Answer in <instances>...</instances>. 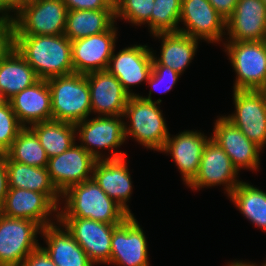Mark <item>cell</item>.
<instances>
[{"label": "cell", "mask_w": 266, "mask_h": 266, "mask_svg": "<svg viewBox=\"0 0 266 266\" xmlns=\"http://www.w3.org/2000/svg\"><path fill=\"white\" fill-rule=\"evenodd\" d=\"M41 230L33 220L0 213V262L4 266H21L23 260L40 246L36 235Z\"/></svg>", "instance_id": "ba28073f"}, {"label": "cell", "mask_w": 266, "mask_h": 266, "mask_svg": "<svg viewBox=\"0 0 266 266\" xmlns=\"http://www.w3.org/2000/svg\"><path fill=\"white\" fill-rule=\"evenodd\" d=\"M235 112L225 116L262 150L266 145V106L259 91L233 90Z\"/></svg>", "instance_id": "30bf717a"}, {"label": "cell", "mask_w": 266, "mask_h": 266, "mask_svg": "<svg viewBox=\"0 0 266 266\" xmlns=\"http://www.w3.org/2000/svg\"><path fill=\"white\" fill-rule=\"evenodd\" d=\"M2 4L10 11L16 13L24 4V0H0Z\"/></svg>", "instance_id": "ab89813d"}, {"label": "cell", "mask_w": 266, "mask_h": 266, "mask_svg": "<svg viewBox=\"0 0 266 266\" xmlns=\"http://www.w3.org/2000/svg\"><path fill=\"white\" fill-rule=\"evenodd\" d=\"M227 41H263L266 36V6L262 0H238L225 21ZM230 39V40H229Z\"/></svg>", "instance_id": "ffe728a7"}, {"label": "cell", "mask_w": 266, "mask_h": 266, "mask_svg": "<svg viewBox=\"0 0 266 266\" xmlns=\"http://www.w3.org/2000/svg\"><path fill=\"white\" fill-rule=\"evenodd\" d=\"M153 36L162 39V46L160 58L153 53L152 65L170 67L181 75L193 60L200 40L180 32L156 33Z\"/></svg>", "instance_id": "cb8c5ba5"}, {"label": "cell", "mask_w": 266, "mask_h": 266, "mask_svg": "<svg viewBox=\"0 0 266 266\" xmlns=\"http://www.w3.org/2000/svg\"><path fill=\"white\" fill-rule=\"evenodd\" d=\"M117 28L71 41L72 62L75 73L87 74L106 70L115 50Z\"/></svg>", "instance_id": "9a60e30c"}, {"label": "cell", "mask_w": 266, "mask_h": 266, "mask_svg": "<svg viewBox=\"0 0 266 266\" xmlns=\"http://www.w3.org/2000/svg\"><path fill=\"white\" fill-rule=\"evenodd\" d=\"M68 10L115 9L112 0H62Z\"/></svg>", "instance_id": "e575fe53"}, {"label": "cell", "mask_w": 266, "mask_h": 266, "mask_svg": "<svg viewBox=\"0 0 266 266\" xmlns=\"http://www.w3.org/2000/svg\"><path fill=\"white\" fill-rule=\"evenodd\" d=\"M21 266H57L45 252V250L39 246L32 251L21 263Z\"/></svg>", "instance_id": "8d00e7d4"}, {"label": "cell", "mask_w": 266, "mask_h": 266, "mask_svg": "<svg viewBox=\"0 0 266 266\" xmlns=\"http://www.w3.org/2000/svg\"><path fill=\"white\" fill-rule=\"evenodd\" d=\"M8 100L4 97L3 93L0 92V105L6 103Z\"/></svg>", "instance_id": "ee69618b"}, {"label": "cell", "mask_w": 266, "mask_h": 266, "mask_svg": "<svg viewBox=\"0 0 266 266\" xmlns=\"http://www.w3.org/2000/svg\"><path fill=\"white\" fill-rule=\"evenodd\" d=\"M211 139L204 133L196 131H184L167 141L160 152L171 154L174 163L182 174L183 182L188 186L197 176L200 161L207 142Z\"/></svg>", "instance_id": "44dd1931"}, {"label": "cell", "mask_w": 266, "mask_h": 266, "mask_svg": "<svg viewBox=\"0 0 266 266\" xmlns=\"http://www.w3.org/2000/svg\"><path fill=\"white\" fill-rule=\"evenodd\" d=\"M126 161V157L97 160L92 179L111 199L133 215L126 203L132 193L131 175Z\"/></svg>", "instance_id": "603a6c76"}, {"label": "cell", "mask_w": 266, "mask_h": 266, "mask_svg": "<svg viewBox=\"0 0 266 266\" xmlns=\"http://www.w3.org/2000/svg\"><path fill=\"white\" fill-rule=\"evenodd\" d=\"M14 48L40 79L74 73L71 41L64 35H14Z\"/></svg>", "instance_id": "6da1fadb"}, {"label": "cell", "mask_w": 266, "mask_h": 266, "mask_svg": "<svg viewBox=\"0 0 266 266\" xmlns=\"http://www.w3.org/2000/svg\"><path fill=\"white\" fill-rule=\"evenodd\" d=\"M147 246L142 228L134 215H130L113 230L109 264L149 266Z\"/></svg>", "instance_id": "4fadbf2b"}, {"label": "cell", "mask_w": 266, "mask_h": 266, "mask_svg": "<svg viewBox=\"0 0 266 266\" xmlns=\"http://www.w3.org/2000/svg\"><path fill=\"white\" fill-rule=\"evenodd\" d=\"M214 9L226 20L235 10L238 0H208Z\"/></svg>", "instance_id": "f35d334b"}, {"label": "cell", "mask_w": 266, "mask_h": 266, "mask_svg": "<svg viewBox=\"0 0 266 266\" xmlns=\"http://www.w3.org/2000/svg\"><path fill=\"white\" fill-rule=\"evenodd\" d=\"M39 138L47 156L54 157L68 150L74 143L75 124L61 121H44L29 126Z\"/></svg>", "instance_id": "83f0119b"}, {"label": "cell", "mask_w": 266, "mask_h": 266, "mask_svg": "<svg viewBox=\"0 0 266 266\" xmlns=\"http://www.w3.org/2000/svg\"><path fill=\"white\" fill-rule=\"evenodd\" d=\"M22 128L9 101L0 105V150L3 153L10 148Z\"/></svg>", "instance_id": "d6a6232c"}, {"label": "cell", "mask_w": 266, "mask_h": 266, "mask_svg": "<svg viewBox=\"0 0 266 266\" xmlns=\"http://www.w3.org/2000/svg\"><path fill=\"white\" fill-rule=\"evenodd\" d=\"M179 77L180 74L170 67L163 65H152V72L147 83L150 84L149 86L151 89H157L156 91L158 92L167 93L171 91Z\"/></svg>", "instance_id": "836d02e7"}, {"label": "cell", "mask_w": 266, "mask_h": 266, "mask_svg": "<svg viewBox=\"0 0 266 266\" xmlns=\"http://www.w3.org/2000/svg\"><path fill=\"white\" fill-rule=\"evenodd\" d=\"M6 160L17 161L33 167H47L49 157L39 138L30 127H23L10 148L4 153Z\"/></svg>", "instance_id": "f546056e"}, {"label": "cell", "mask_w": 266, "mask_h": 266, "mask_svg": "<svg viewBox=\"0 0 266 266\" xmlns=\"http://www.w3.org/2000/svg\"><path fill=\"white\" fill-rule=\"evenodd\" d=\"M213 139L229 156L232 164L240 169L257 170L260 166L261 148L250 141L225 115L220 116L214 126Z\"/></svg>", "instance_id": "e0dca14e"}, {"label": "cell", "mask_w": 266, "mask_h": 266, "mask_svg": "<svg viewBox=\"0 0 266 266\" xmlns=\"http://www.w3.org/2000/svg\"><path fill=\"white\" fill-rule=\"evenodd\" d=\"M4 155V153L0 150V158Z\"/></svg>", "instance_id": "f6af8a7d"}, {"label": "cell", "mask_w": 266, "mask_h": 266, "mask_svg": "<svg viewBox=\"0 0 266 266\" xmlns=\"http://www.w3.org/2000/svg\"><path fill=\"white\" fill-rule=\"evenodd\" d=\"M57 207L45 194L32 190L9 188L0 213L11 218L29 219L41 227L54 224L48 217L56 213Z\"/></svg>", "instance_id": "ac0fdd59"}, {"label": "cell", "mask_w": 266, "mask_h": 266, "mask_svg": "<svg viewBox=\"0 0 266 266\" xmlns=\"http://www.w3.org/2000/svg\"><path fill=\"white\" fill-rule=\"evenodd\" d=\"M14 48V21H0V61Z\"/></svg>", "instance_id": "d590c367"}, {"label": "cell", "mask_w": 266, "mask_h": 266, "mask_svg": "<svg viewBox=\"0 0 266 266\" xmlns=\"http://www.w3.org/2000/svg\"><path fill=\"white\" fill-rule=\"evenodd\" d=\"M86 78L92 113H98V116H123L130 95L120 81L107 70L87 73Z\"/></svg>", "instance_id": "d6986e66"}, {"label": "cell", "mask_w": 266, "mask_h": 266, "mask_svg": "<svg viewBox=\"0 0 266 266\" xmlns=\"http://www.w3.org/2000/svg\"><path fill=\"white\" fill-rule=\"evenodd\" d=\"M123 116H97L93 119H85L77 124L76 133L82 146L96 160L119 159L127 156L122 151L117 152L114 148L120 147L125 141ZM110 149L109 157H103L98 149Z\"/></svg>", "instance_id": "52a82bcc"}, {"label": "cell", "mask_w": 266, "mask_h": 266, "mask_svg": "<svg viewBox=\"0 0 266 266\" xmlns=\"http://www.w3.org/2000/svg\"><path fill=\"white\" fill-rule=\"evenodd\" d=\"M226 43H223L225 52L237 74L233 89L258 91L266 84L265 41H226Z\"/></svg>", "instance_id": "8992f818"}, {"label": "cell", "mask_w": 266, "mask_h": 266, "mask_svg": "<svg viewBox=\"0 0 266 266\" xmlns=\"http://www.w3.org/2000/svg\"><path fill=\"white\" fill-rule=\"evenodd\" d=\"M10 13L11 12L0 1V21L14 20L13 14L10 16Z\"/></svg>", "instance_id": "60d3db41"}, {"label": "cell", "mask_w": 266, "mask_h": 266, "mask_svg": "<svg viewBox=\"0 0 266 266\" xmlns=\"http://www.w3.org/2000/svg\"><path fill=\"white\" fill-rule=\"evenodd\" d=\"M61 198H65V206L58 210V218H88L119 225L130 216L93 179L71 186Z\"/></svg>", "instance_id": "7a4b0ae2"}, {"label": "cell", "mask_w": 266, "mask_h": 266, "mask_svg": "<svg viewBox=\"0 0 266 266\" xmlns=\"http://www.w3.org/2000/svg\"><path fill=\"white\" fill-rule=\"evenodd\" d=\"M228 197L241 214L266 231V192L241 181Z\"/></svg>", "instance_id": "f1b7e54d"}, {"label": "cell", "mask_w": 266, "mask_h": 266, "mask_svg": "<svg viewBox=\"0 0 266 266\" xmlns=\"http://www.w3.org/2000/svg\"><path fill=\"white\" fill-rule=\"evenodd\" d=\"M182 0H154L151 33L178 32Z\"/></svg>", "instance_id": "4dcf8cb0"}, {"label": "cell", "mask_w": 266, "mask_h": 266, "mask_svg": "<svg viewBox=\"0 0 266 266\" xmlns=\"http://www.w3.org/2000/svg\"><path fill=\"white\" fill-rule=\"evenodd\" d=\"M8 101L23 127L52 120L51 91L46 79H40Z\"/></svg>", "instance_id": "7402d4cb"}, {"label": "cell", "mask_w": 266, "mask_h": 266, "mask_svg": "<svg viewBox=\"0 0 266 266\" xmlns=\"http://www.w3.org/2000/svg\"><path fill=\"white\" fill-rule=\"evenodd\" d=\"M152 90L148 97L132 95L125 107L124 118H129L130 125L124 122L125 139L132 136L137 142L147 149L161 151L169 137L163 111L159 109L162 100L153 101ZM127 124V125H126Z\"/></svg>", "instance_id": "3957f363"}, {"label": "cell", "mask_w": 266, "mask_h": 266, "mask_svg": "<svg viewBox=\"0 0 266 266\" xmlns=\"http://www.w3.org/2000/svg\"><path fill=\"white\" fill-rule=\"evenodd\" d=\"M51 91L52 120L77 124L92 113L86 74L71 73L47 79Z\"/></svg>", "instance_id": "277c9868"}, {"label": "cell", "mask_w": 266, "mask_h": 266, "mask_svg": "<svg viewBox=\"0 0 266 266\" xmlns=\"http://www.w3.org/2000/svg\"><path fill=\"white\" fill-rule=\"evenodd\" d=\"M39 80L36 72L15 48L0 61V92L7 100Z\"/></svg>", "instance_id": "484cf974"}, {"label": "cell", "mask_w": 266, "mask_h": 266, "mask_svg": "<svg viewBox=\"0 0 266 266\" xmlns=\"http://www.w3.org/2000/svg\"><path fill=\"white\" fill-rule=\"evenodd\" d=\"M9 190L8 170L6 166V157L0 158V209L2 208L6 195Z\"/></svg>", "instance_id": "74e56055"}, {"label": "cell", "mask_w": 266, "mask_h": 266, "mask_svg": "<svg viewBox=\"0 0 266 266\" xmlns=\"http://www.w3.org/2000/svg\"><path fill=\"white\" fill-rule=\"evenodd\" d=\"M96 161L82 146L74 143L60 155L50 157L47 170L51 182L62 195L71 186L92 179Z\"/></svg>", "instance_id": "8fae6325"}, {"label": "cell", "mask_w": 266, "mask_h": 266, "mask_svg": "<svg viewBox=\"0 0 266 266\" xmlns=\"http://www.w3.org/2000/svg\"><path fill=\"white\" fill-rule=\"evenodd\" d=\"M258 91L262 95V97L264 99L265 106H266V84L262 88H260Z\"/></svg>", "instance_id": "7bdbcfd3"}, {"label": "cell", "mask_w": 266, "mask_h": 266, "mask_svg": "<svg viewBox=\"0 0 266 266\" xmlns=\"http://www.w3.org/2000/svg\"><path fill=\"white\" fill-rule=\"evenodd\" d=\"M67 6L62 0H28L14 14V35L64 34Z\"/></svg>", "instance_id": "5b68a950"}, {"label": "cell", "mask_w": 266, "mask_h": 266, "mask_svg": "<svg viewBox=\"0 0 266 266\" xmlns=\"http://www.w3.org/2000/svg\"><path fill=\"white\" fill-rule=\"evenodd\" d=\"M154 0H117L115 2V20L120 17L133 25L148 24L151 32V14Z\"/></svg>", "instance_id": "1f68e13d"}, {"label": "cell", "mask_w": 266, "mask_h": 266, "mask_svg": "<svg viewBox=\"0 0 266 266\" xmlns=\"http://www.w3.org/2000/svg\"><path fill=\"white\" fill-rule=\"evenodd\" d=\"M115 9L68 10L64 35L75 41L108 31L116 22Z\"/></svg>", "instance_id": "4316f807"}, {"label": "cell", "mask_w": 266, "mask_h": 266, "mask_svg": "<svg viewBox=\"0 0 266 266\" xmlns=\"http://www.w3.org/2000/svg\"><path fill=\"white\" fill-rule=\"evenodd\" d=\"M153 52L146 45H133L114 53L109 60L107 71L113 74L130 95H139L129 89L134 85L147 83L152 72Z\"/></svg>", "instance_id": "2e32d148"}, {"label": "cell", "mask_w": 266, "mask_h": 266, "mask_svg": "<svg viewBox=\"0 0 266 266\" xmlns=\"http://www.w3.org/2000/svg\"><path fill=\"white\" fill-rule=\"evenodd\" d=\"M9 188H20L45 194L57 207L61 194L51 182L47 167H33L6 160Z\"/></svg>", "instance_id": "d4e9b609"}, {"label": "cell", "mask_w": 266, "mask_h": 266, "mask_svg": "<svg viewBox=\"0 0 266 266\" xmlns=\"http://www.w3.org/2000/svg\"><path fill=\"white\" fill-rule=\"evenodd\" d=\"M238 173L239 171L225 151L213 139H210L204 148L198 174L188 187L199 190L206 186L222 184L229 196L241 182L236 178L239 177Z\"/></svg>", "instance_id": "5bb4252c"}, {"label": "cell", "mask_w": 266, "mask_h": 266, "mask_svg": "<svg viewBox=\"0 0 266 266\" xmlns=\"http://www.w3.org/2000/svg\"><path fill=\"white\" fill-rule=\"evenodd\" d=\"M227 266H257L255 263H251V262H242V261H234L231 262L230 264H227Z\"/></svg>", "instance_id": "b9f144b4"}, {"label": "cell", "mask_w": 266, "mask_h": 266, "mask_svg": "<svg viewBox=\"0 0 266 266\" xmlns=\"http://www.w3.org/2000/svg\"><path fill=\"white\" fill-rule=\"evenodd\" d=\"M225 21L208 0H182L179 22L186 28L179 27L178 32L218 43L226 35Z\"/></svg>", "instance_id": "7c38bea8"}, {"label": "cell", "mask_w": 266, "mask_h": 266, "mask_svg": "<svg viewBox=\"0 0 266 266\" xmlns=\"http://www.w3.org/2000/svg\"><path fill=\"white\" fill-rule=\"evenodd\" d=\"M57 222L65 226L94 265L109 264L112 233L118 225L88 218H57Z\"/></svg>", "instance_id": "9c48e42d"}]
</instances>
